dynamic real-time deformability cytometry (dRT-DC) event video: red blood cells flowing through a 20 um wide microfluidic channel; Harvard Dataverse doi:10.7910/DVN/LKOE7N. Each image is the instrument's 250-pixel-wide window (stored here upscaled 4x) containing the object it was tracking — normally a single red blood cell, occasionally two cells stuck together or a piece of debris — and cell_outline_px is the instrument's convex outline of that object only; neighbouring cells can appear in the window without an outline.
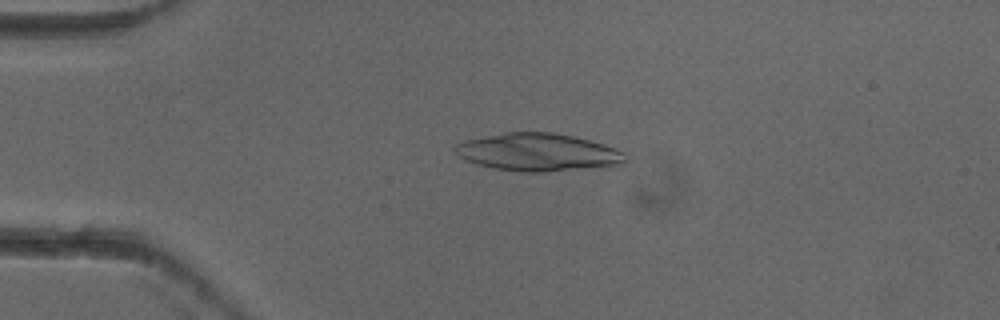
{"species": "common noctule bat (a hibernating species)", "species_latin": "Nyctalus noctula", "temperature_condition": "cold", "stored_images_in_passage": 4, "camera_frame_rate_fps": 3000, "um_per_image_px": 0.085, "animal": {"sex": "female"}, "frame": {"image": 1, "passage_image": 3, "time_ms": 0.667, "image_size_px": [1000, 320], "cell_outline_px": [[628, 160], [624, 164], [608, 168], [544, 172], [524, 172], [496, 168], [476, 164], [460, 156], [452, 148], [456, 144], [464, 140], [508, 132], [552, 132], [572, 136], [604, 144], [624, 152]], "centroid_in_image_um": [45.82, 12.96], "position_along_channel_um": 39.2, "area_um2": 37.74}}